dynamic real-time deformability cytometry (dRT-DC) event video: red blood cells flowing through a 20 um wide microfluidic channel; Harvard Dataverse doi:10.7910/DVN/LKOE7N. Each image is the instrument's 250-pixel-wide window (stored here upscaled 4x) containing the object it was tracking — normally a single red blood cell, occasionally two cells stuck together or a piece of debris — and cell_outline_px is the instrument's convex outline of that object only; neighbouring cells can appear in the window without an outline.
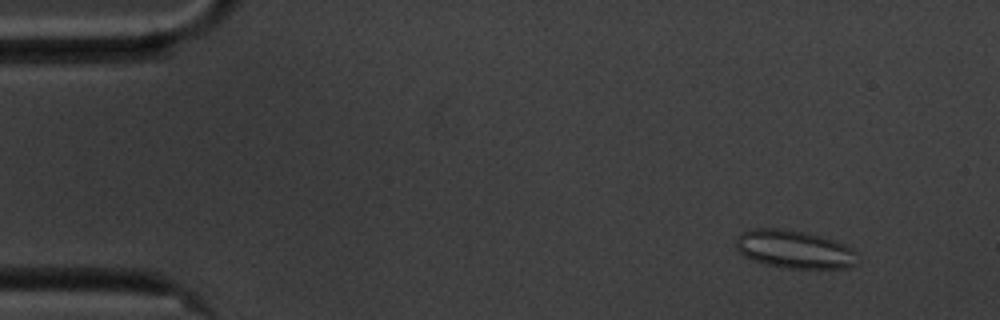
{"species": "common noctule bat (a hibernating species)", "species_latin": "Nyctalus noctula", "temperature_condition": "cold", "stored_images_in_passage": 57, "camera_frame_rate_fps": 3000, "um_per_image_px": 0.085, "animal": {"sex": "male", "body_mass_g": 20.1, "forearm_length_mm": 53.5}, "frame": {"image": 1, "passage_image": 6, "time_ms": 1.667, "image_size_px": [1000, 320], "cell_outline_px": [[860, 260], [856, 264], [848, 268], [784, 268], [764, 264], [752, 260], [744, 256], [736, 248], [736, 240], [740, 232], [748, 228], [780, 228], [804, 232], [820, 236], [844, 244], [852, 248], [856, 252]], "centroid_in_image_um": [67.51, 21.19], "position_along_channel_um": 17.5, "area_um2": 27.28}}
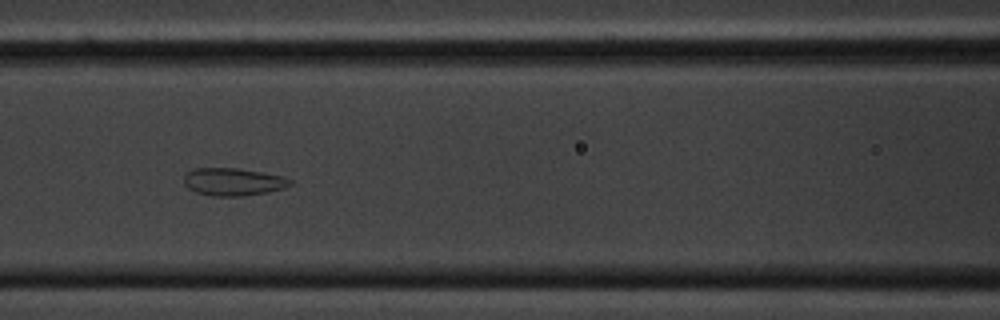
{"frame": {"image": 2, "passage_image": 25, "time_ms": 8.0, "image_size_px": [1000, 320], "cell_outline_px": [[292, 184], [284, 188], [268, 192], [240, 196], [212, 196], [196, 192], [188, 188], [184, 184], [184, 176], [188, 172], [196, 168], [240, 168], [280, 176], [292, 180]], "centroid_in_image_um": [19.8, 15.46], "position_along_channel_um": 146.8, "area_um2": 16.99}}
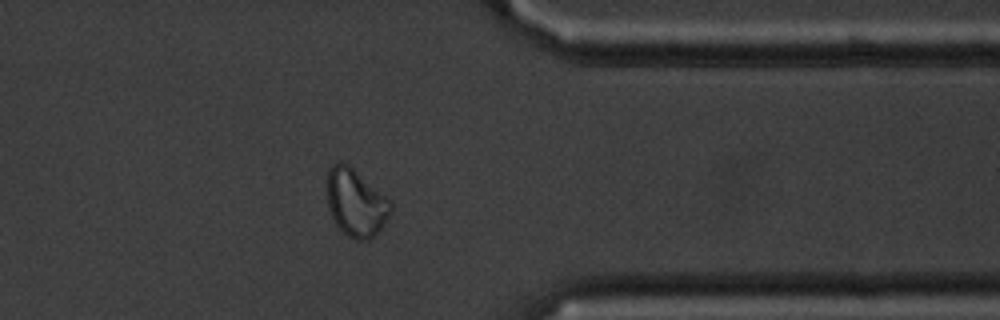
{"frame": {"image": 3, "passage_image": 46, "time_ms": 15.0, "image_size_px": [1000, 320], "cell_outline_px": [[392, 208], [384, 224], [368, 240], [356, 240], [348, 236], [336, 224], [328, 208], [328, 168], [332, 164], [340, 160], [348, 164], [384, 196], [392, 204]], "centroid_in_image_um": [30.21, 17.22], "position_along_channel_um": 381.2, "area_um2": 24.39}, "authors_computed_cell_mechanics": {"area_um2": 24.276, "velocity_mm_per_s": 3.495, "shape_relaxation_time_tau1_ms": null, "shape_relaxation_time_tau2_ms": 1.1879, "deformation_change_tau1": null, "deformation_change_tau2": 0.0726}}